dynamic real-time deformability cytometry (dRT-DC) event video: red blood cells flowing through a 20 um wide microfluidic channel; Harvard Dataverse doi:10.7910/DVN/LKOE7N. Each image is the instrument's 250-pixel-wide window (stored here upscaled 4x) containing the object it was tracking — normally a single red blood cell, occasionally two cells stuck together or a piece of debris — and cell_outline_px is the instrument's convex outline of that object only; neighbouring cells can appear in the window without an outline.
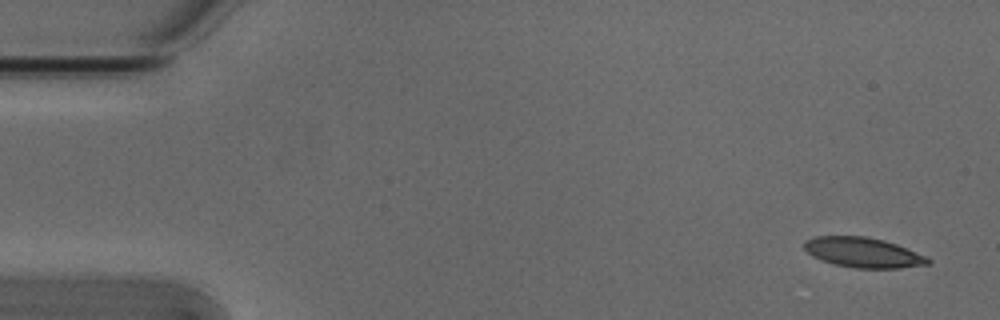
{"species": "Egyptian fruit bat (a non-hibernating species)", "species_latin": "Rousettus aegyptiacus", "temperature_condition": "cold", "stored_images_in_passage": 5, "segment_of_instrument_passage": [1, 2], "camera_frame_rate_fps": 3000, "um_per_image_px": 0.085, "animal": {"sex": "male"}, "frame": {"image": 1, "passage_image": 1, "time_ms": 0.0, "image_size_px": [1000, 320], "cell_outline_px": [[932, 260], [928, 264], [900, 268], [856, 268], [836, 264], [820, 260], [812, 256], [804, 248], [804, 240], [816, 236], [868, 236], [884, 240], [896, 244], [924, 256]], "centroid_in_image_um": [73.33, 21.45], "position_along_channel_um": 11.7, "area_um2": 21.5}}